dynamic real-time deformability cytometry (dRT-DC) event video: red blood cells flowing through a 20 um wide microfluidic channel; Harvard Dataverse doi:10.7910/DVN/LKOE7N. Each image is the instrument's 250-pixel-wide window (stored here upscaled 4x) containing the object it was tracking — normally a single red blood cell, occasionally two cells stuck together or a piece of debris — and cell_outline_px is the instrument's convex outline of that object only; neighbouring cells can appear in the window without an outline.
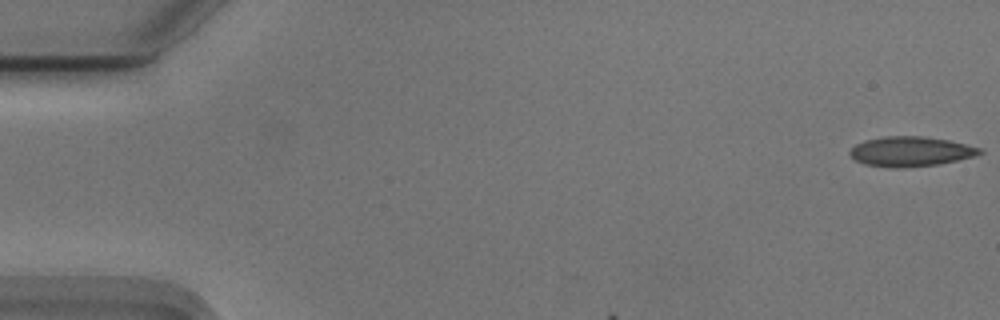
{"species": "Egyptian fruit bat (a non-hibernating species)", "species_latin": "Rousettus aegyptiacus", "temperature_condition": "cold", "stored_images_in_passage": 8, "camera_frame_rate_fps": 3000, "um_per_image_px": 0.085, "animal": {"sex": "male"}, "frame": {"image": 1, "passage_image": 1, "time_ms": 0.0, "image_size_px": [1000, 320], "cell_outline_px": [[984, 152], [976, 156], [936, 164], [900, 168], [892, 168], [864, 164], [856, 160], [848, 152], [856, 144], [864, 140], [888, 136], [920, 136], [948, 140], [980, 148]], "centroid_in_image_um": [77.38, 12.88], "position_along_channel_um": 7.6, "area_um2": 22.31}}